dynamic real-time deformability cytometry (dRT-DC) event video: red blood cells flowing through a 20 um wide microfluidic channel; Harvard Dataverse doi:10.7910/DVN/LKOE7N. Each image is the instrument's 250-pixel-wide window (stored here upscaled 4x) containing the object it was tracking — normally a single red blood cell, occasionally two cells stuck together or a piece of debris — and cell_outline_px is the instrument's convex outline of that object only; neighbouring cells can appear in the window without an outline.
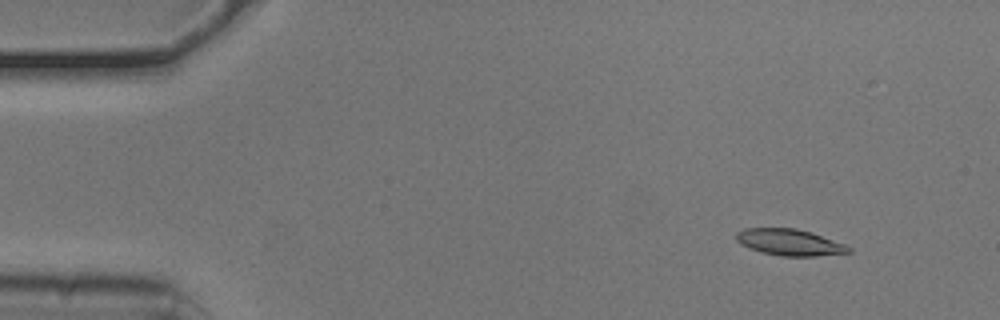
{"species": "common noctule bat (a hibernating species)", "species_latin": "Nyctalus noctula", "temperature_condition": "cold", "stored_images_in_passage": 54, "camera_frame_rate_fps": 3000, "um_per_image_px": 0.085, "animal": {"sex": "male", "body_mass_g": 20.5, "forearm_length_mm": 52.5}, "frame": {"image": 1, "passage_image": 6, "time_ms": 1.667, "image_size_px": [1000, 320], "cell_outline_px": [[852, 252], [816, 256], [784, 256], [760, 252], [748, 248], [740, 244], [736, 240], [736, 232], [744, 228], [796, 228], [812, 232], [844, 244], [852, 248]], "centroid_in_image_um": [67.09, 20.59], "position_along_channel_um": 17.9, "area_um2": 17.4}}
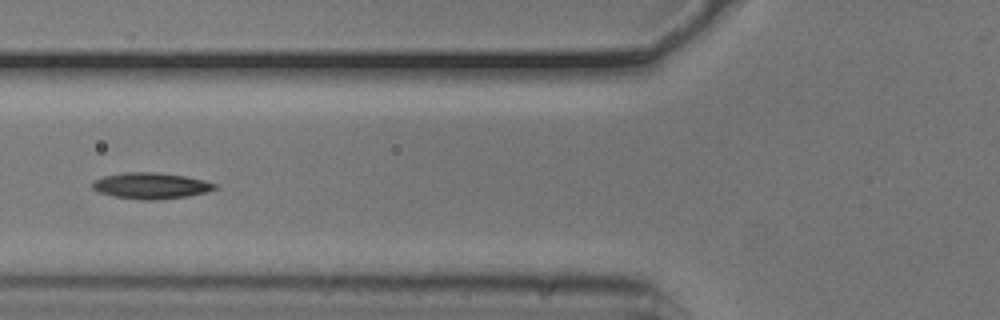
{"frame": {"image": 2, "passage_image": 21, "time_ms": 6.667, "image_size_px": [1000, 320], "cell_outline_px": [[216, 188], [208, 192], [188, 196], [156, 200], [140, 200], [116, 196], [100, 192], [92, 188], [92, 180], [104, 176], [124, 172], [156, 172], [184, 176], [204, 180], [216, 184]], "centroid_in_image_um": [12.83, 15.78], "position_along_channel_um": 113.0, "area_um2": 18.61}}
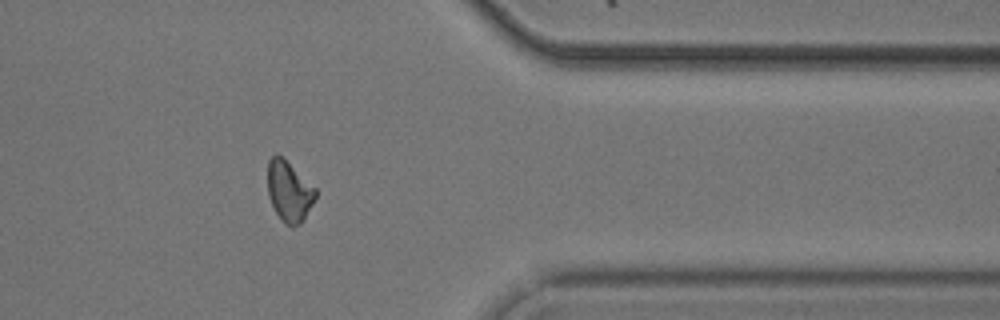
{"frame": {"image": 3, "passage_image": 44, "time_ms": 14.333, "image_size_px": [1000, 320], "cell_outline_px": [[316, 196], [304, 220], [300, 224], [292, 228], [276, 212], [268, 196], [268, 160], [272, 156], [280, 156], [316, 188]], "centroid_in_image_um": [24.58, 16.29], "position_along_channel_um": 386.8, "area_um2": 16.42}, "authors_computed_cell_mechanics": {"area_um2": 17.2533, "velocity_mm_per_s": 3.771, "shape_relaxation_time_tau1_ms": 6.1613, "shape_relaxation_time_tau2_ms": null, "deformation_change_tau1": 0.1582, "deformation_change_tau2": null}}